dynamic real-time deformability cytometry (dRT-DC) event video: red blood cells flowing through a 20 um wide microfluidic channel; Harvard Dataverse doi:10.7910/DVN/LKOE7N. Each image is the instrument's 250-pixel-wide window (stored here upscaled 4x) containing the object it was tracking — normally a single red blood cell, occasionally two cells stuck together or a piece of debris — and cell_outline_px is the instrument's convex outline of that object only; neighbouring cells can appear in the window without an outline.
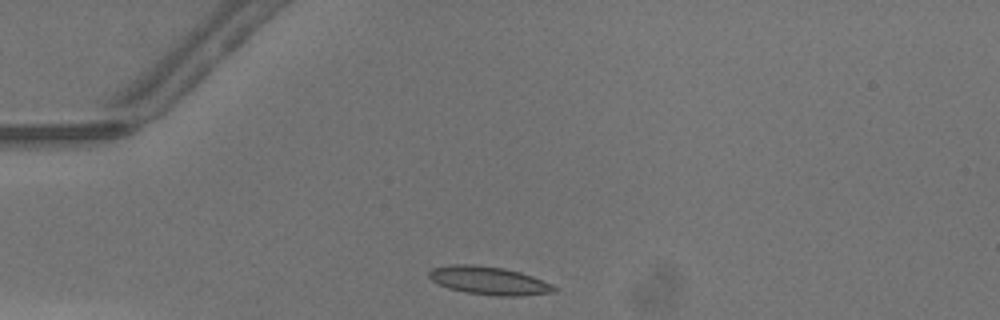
{"species": "common noctule bat (a hibernating species)", "species_latin": "Nyctalus noctula", "temperature_condition": "warm", "stored_images_in_passage": 26, "camera_frame_rate_fps": 3000, "um_per_image_px": 0.085, "animal": {"sex": "male", "body_mass_g": 13.3}, "frame": {"image": 1, "passage_image": 1, "time_ms": 0.0, "image_size_px": [1000, 320], "cell_outline_px": [[556, 288], [552, 292], [520, 296], [496, 296], [464, 292], [448, 288], [432, 280], [428, 276], [428, 272], [432, 268], [452, 264], [472, 264], [504, 268], [520, 272], [532, 276], [552, 284]], "centroid_in_image_um": [41.53, 23.85], "position_along_channel_um": 43.5, "area_um2": 20.46}}
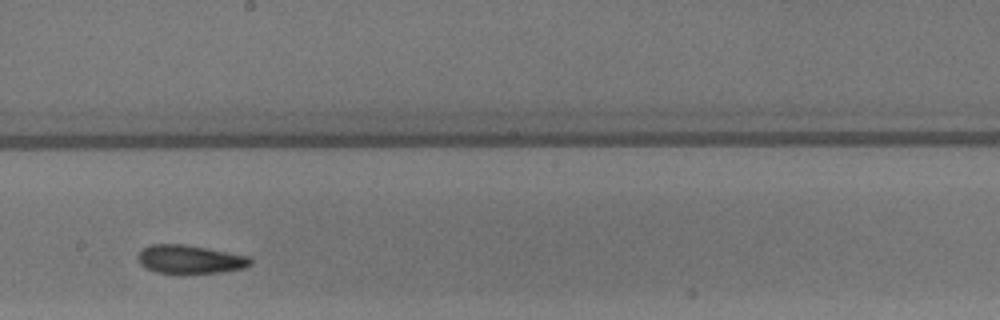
{"frame": {"image": 2, "passage_image": 16, "time_ms": 5.0, "image_size_px": [1000, 320], "cell_outline_px": [[252, 264], [244, 268], [220, 272], [184, 276], [180, 276], [156, 272], [140, 264], [136, 256], [144, 248], [152, 244], [184, 244], [208, 248], [248, 256], [252, 260]], "centroid_in_image_um": [16.14, 22.08], "position_along_channel_um": 232.1, "area_um2": 19.31}}
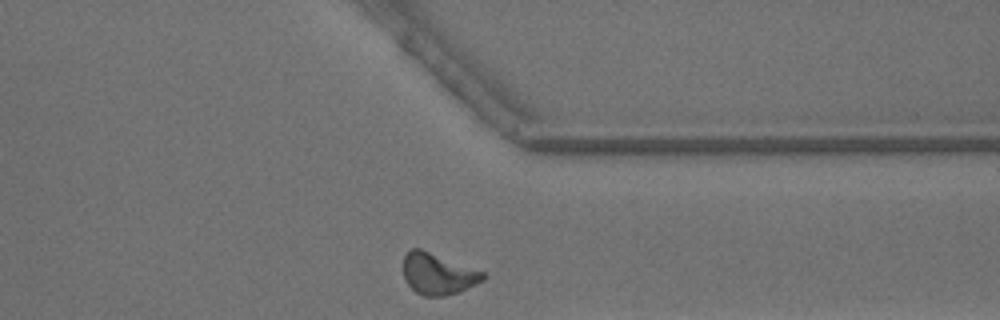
{"frame": {"image": 3, "passage_image": 26, "time_ms": 8.333, "image_size_px": [1000, 320], "cell_outline_px": [[484, 280], [460, 292], [444, 296], [424, 296], [416, 292], [404, 280], [404, 256], [412, 248], [420, 248], [484, 272]], "centroid_in_image_um": [37.22, 23.29], "position_along_channel_um": 374.2, "area_um2": 19.02}, "authors_computed_cell_mechanics": {"area_um2": 18.6694, "velocity_mm_per_s": 4.3317, "shape_relaxation_time_tau1_ms": 5.2999, "shape_relaxation_time_tau2_ms": 2.3887, "deformation_change_tau1": 0.1596, "deformation_change_tau2": 0.0844}}